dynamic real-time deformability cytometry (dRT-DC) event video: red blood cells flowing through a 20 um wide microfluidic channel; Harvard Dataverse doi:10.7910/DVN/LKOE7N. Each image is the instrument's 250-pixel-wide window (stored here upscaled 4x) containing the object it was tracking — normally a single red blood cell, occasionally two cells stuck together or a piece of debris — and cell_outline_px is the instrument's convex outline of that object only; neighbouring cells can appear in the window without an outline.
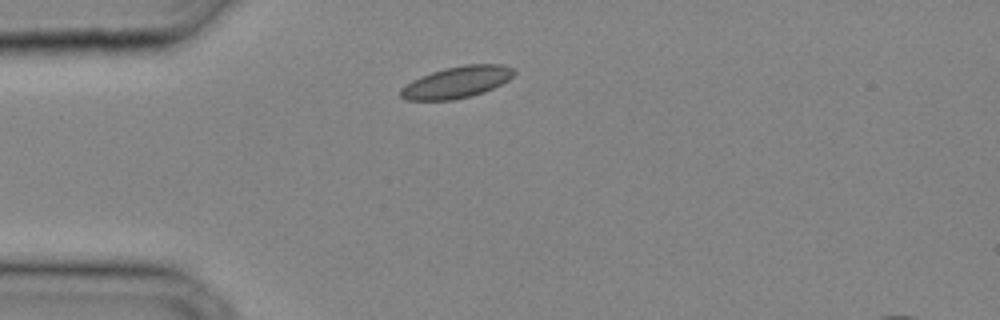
{"species": "common noctule bat (a hibernating species)", "species_latin": "Nyctalus noctula", "temperature_condition": "cold", "stored_images_in_passage": 19, "camera_frame_rate_fps": 3000, "um_per_image_px": 0.085, "animal": {"sex": "male", "body_mass_g": 20.4}, "frame": {"image": 1, "passage_image": 1, "time_ms": 0.0, "image_size_px": [1000, 320], "cell_outline_px": [[516, 72], [508, 80], [484, 92], [472, 96], [452, 100], [404, 100], [400, 96], [400, 88], [412, 80], [420, 76], [444, 68], [464, 64], [504, 64], [512, 68]], "centroid_in_image_um": [38.8, 6.98], "position_along_channel_um": 46.2, "area_um2": 20.98}}
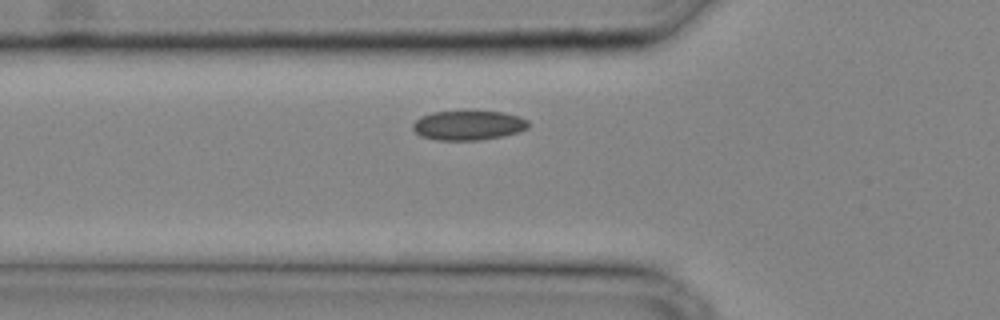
{"frame": {"image": 2, "passage_image": 4, "time_ms": 1.0, "image_size_px": [1000, 320], "cell_outline_px": [[528, 128], [520, 132], [504, 136], [480, 140], [436, 140], [420, 136], [412, 128], [412, 124], [420, 116], [432, 112], [504, 112], [520, 116], [528, 120]], "centroid_in_image_um": [39.82, 10.66], "position_along_channel_um": 86.0, "area_um2": 19.94}}
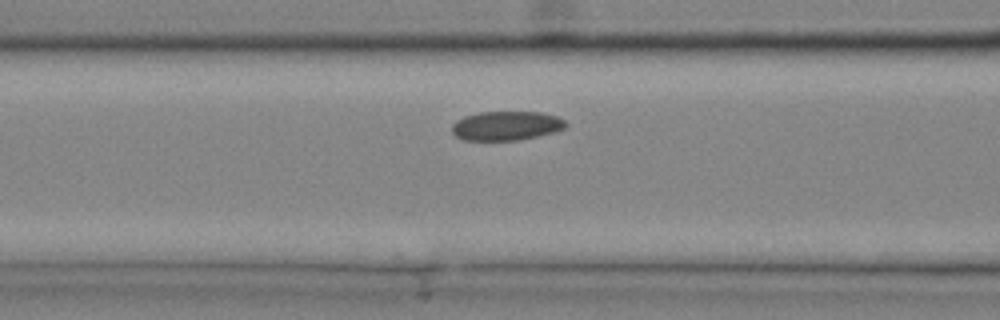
{"frame": {"image": 3, "passage_image": 6, "time_ms": 1.667, "image_size_px": [1000, 320], "cell_outline_px": [[568, 124], [564, 128], [552, 132], [536, 136], [516, 140], [464, 140], [456, 136], [452, 132], [452, 124], [456, 120], [464, 116], [476, 112], [540, 112], [556, 116], [564, 120]], "centroid_in_image_um": [42.99, 10.68], "position_along_channel_um": 123.6, "area_um2": 19.25}}